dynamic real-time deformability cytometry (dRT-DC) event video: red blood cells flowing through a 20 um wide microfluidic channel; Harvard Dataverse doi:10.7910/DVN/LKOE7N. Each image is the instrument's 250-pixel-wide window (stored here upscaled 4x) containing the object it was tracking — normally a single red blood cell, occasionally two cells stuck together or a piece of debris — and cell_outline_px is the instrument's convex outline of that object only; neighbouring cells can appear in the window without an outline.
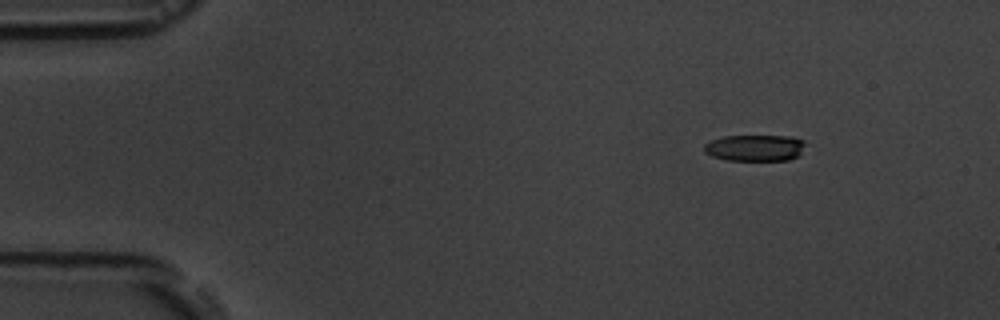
{"species": "common noctule bat (a hibernating species)", "species_latin": "Nyctalus noctula", "temperature_condition": "room temperature", "stored_images_in_passage": 3, "camera_frame_rate_fps": 3000, "um_per_image_px": 0.085, "animal": {"sex": "male", "body_mass_g": 19.5, "forearm_length_mm": 54.6}, "frame": {"image": 1, "passage_image": 1, "time_ms": 0.0, "image_size_px": [1000, 320], "cell_outline_px": [[804, 144], [800, 156], [788, 160], [728, 160], [712, 156], [704, 152], [704, 144], [712, 140], [724, 136], [788, 136], [804, 140]], "centroid_in_image_um": [64.18, 12.57], "position_along_channel_um": 20.8, "area_um2": 15.55}}
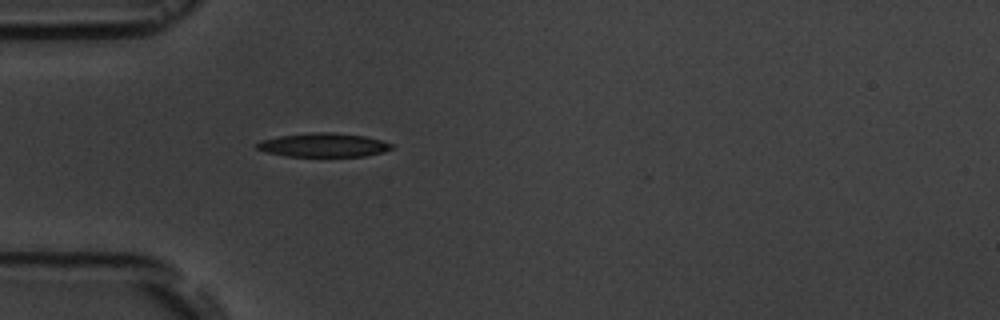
{"frame": {"image": 2, "passage_image": 3, "time_ms": 3.333, "image_size_px": [1000, 320], "cell_outline_px": [[396, 144], [392, 148], [384, 152], [364, 156], [284, 156], [264, 152], [256, 148], [256, 144], [260, 140], [280, 136], [312, 132], [332, 132], [364, 136]], "centroid_in_image_um": [27.49, 12.33], "position_along_channel_um": 57.5, "area_um2": 18.79}}